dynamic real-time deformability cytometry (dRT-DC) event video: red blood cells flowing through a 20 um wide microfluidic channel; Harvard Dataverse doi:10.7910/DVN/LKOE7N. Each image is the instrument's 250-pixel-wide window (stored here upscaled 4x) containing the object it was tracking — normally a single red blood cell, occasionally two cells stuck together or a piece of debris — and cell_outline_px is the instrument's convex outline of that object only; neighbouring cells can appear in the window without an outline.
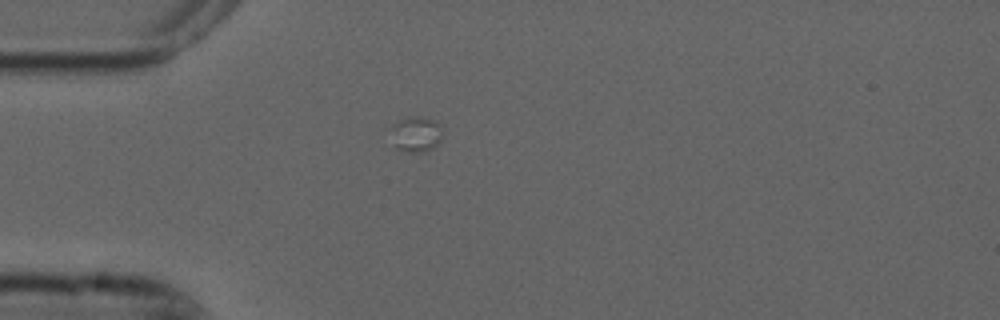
{"species": "common noctule bat (a hibernating species)", "species_latin": "Nyctalus noctula", "temperature_condition": "cold", "stored_images_in_passage": 1, "camera_frame_rate_fps": 3000, "um_per_image_px": 0.085, "animal": {"sex": "male", "forearm_length_mm": 52.5}, "frame": {"image": 1, "passage_image": 1, "time_ms": 0.0, "image_size_px": [1000, 320], "cell_outline_px": [[440, 140], [432, 148], [424, 152], [412, 152], [396, 148], [392, 128], [392, 124], [408, 116], [420, 116], [432, 120], [440, 124]], "centroid_in_image_um": [35.37, 11.38], "position_along_channel_um": 49.6, "area_um2": 10.29}}